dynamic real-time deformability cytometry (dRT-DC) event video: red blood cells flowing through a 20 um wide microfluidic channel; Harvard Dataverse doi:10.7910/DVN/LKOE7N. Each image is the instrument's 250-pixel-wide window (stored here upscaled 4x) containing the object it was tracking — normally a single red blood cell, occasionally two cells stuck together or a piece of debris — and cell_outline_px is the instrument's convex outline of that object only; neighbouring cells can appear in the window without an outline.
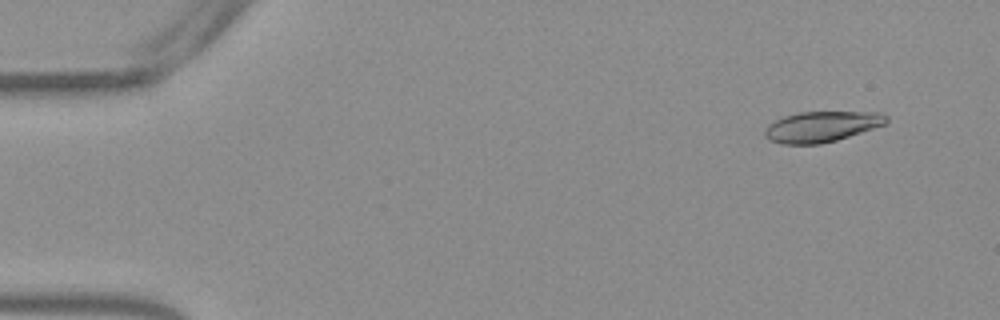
{"species": "Egyptian fruit bat (a non-hibernating species)", "species_latin": "Rousettus aegyptiacus", "temperature_condition": "warm", "stored_images_in_passage": 53, "camera_frame_rate_fps": 3000, "um_per_image_px": 0.085, "frame": {"image": 1, "passage_image": 4, "time_ms": 1.0, "image_size_px": [1000, 320], "cell_outline_px": [[888, 124], [836, 140], [820, 144], [784, 144], [768, 140], [764, 136], [764, 128], [768, 124], [784, 116], [800, 112], [880, 112], [888, 116]], "centroid_in_image_um": [69.85, 10.76], "position_along_channel_um": 15.2, "area_um2": 21.85}}
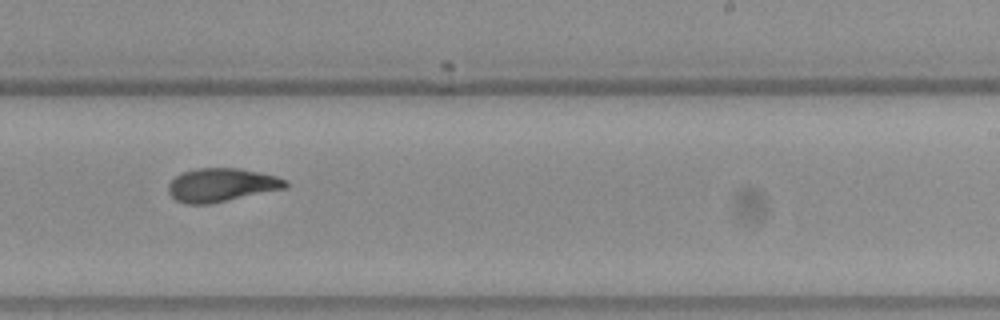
{"frame": {"image": 2, "passage_image": 33, "time_ms": 10.667, "image_size_px": [1000, 320], "cell_outline_px": [[288, 188], [212, 204], [184, 204], [176, 200], [168, 192], [168, 184], [176, 176], [184, 172], [196, 168], [240, 168], [260, 172], [276, 176], [288, 180]], "centroid_in_image_um": [18.87, 15.73], "position_along_channel_um": 270.1, "area_um2": 23.18}}
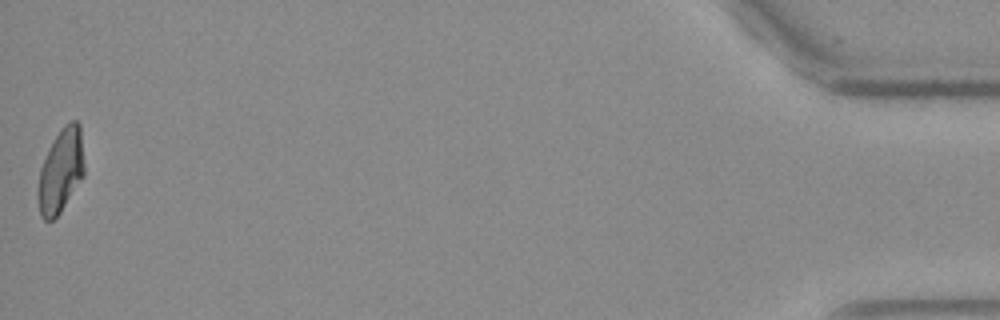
{"frame": {"image": 3, "passage_image": 53, "time_ms": 17.333, "image_size_px": [1000, 320], "cell_outline_px": [[84, 176], [60, 212], [52, 220], [44, 220], [40, 216], [36, 196], [36, 192], [40, 168], [60, 128], [64, 124], [72, 120], [76, 120], [80, 124], [84, 164]], "centroid_in_image_um": [5.16, 14.54], "position_along_channel_um": 430.0, "area_um2": 22.66}, "authors_computed_cell_mechanics": {"area_um2": 22.831, "velocity_mm_per_s": 3.8228, "shape_relaxation_time_tau1_ms": 6.2607, "shape_relaxation_time_tau2_ms": 2.5649, "deformation_change_tau1": 0.2019, "deformation_change_tau2": 0.0979}}